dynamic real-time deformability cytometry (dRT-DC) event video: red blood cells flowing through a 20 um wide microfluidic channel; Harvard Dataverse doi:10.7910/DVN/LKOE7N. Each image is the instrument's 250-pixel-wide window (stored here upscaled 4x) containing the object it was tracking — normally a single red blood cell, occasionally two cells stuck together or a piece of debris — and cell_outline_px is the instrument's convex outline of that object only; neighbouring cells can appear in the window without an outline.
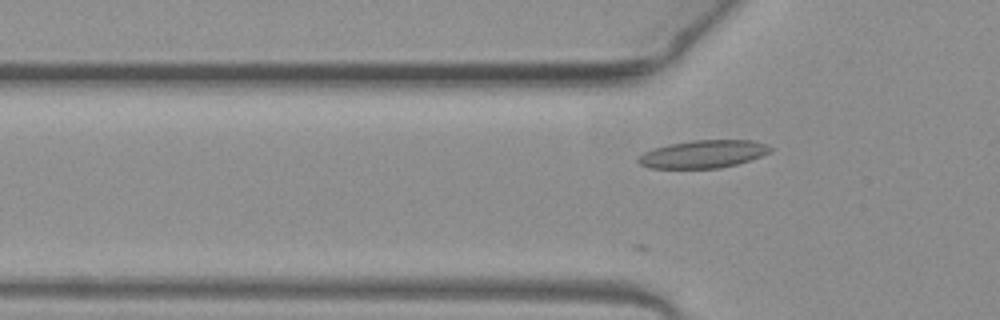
{"species": "common noctule bat (a hibernating species)", "species_latin": "Nyctalus noctula", "temperature_condition": "warm", "stored_images_in_passage": 19, "camera_frame_rate_fps": 3000, "um_per_image_px": 0.085, "animal": {"sex": "female", "body_mass_g": 19.3, "forearm_length_mm": 54.1}, "frame": {"image": 1, "passage_image": 4, "time_ms": 1.0, "image_size_px": [1000, 320], "cell_outline_px": [[772, 148], [768, 152], [760, 156], [736, 164], [720, 168], [648, 168], [640, 164], [636, 160], [636, 156], [644, 152], [668, 144], [692, 140], [752, 140], [764, 144]], "centroid_in_image_um": [59.7, 13.1], "position_along_channel_um": 66.1, "area_um2": 21.21}}
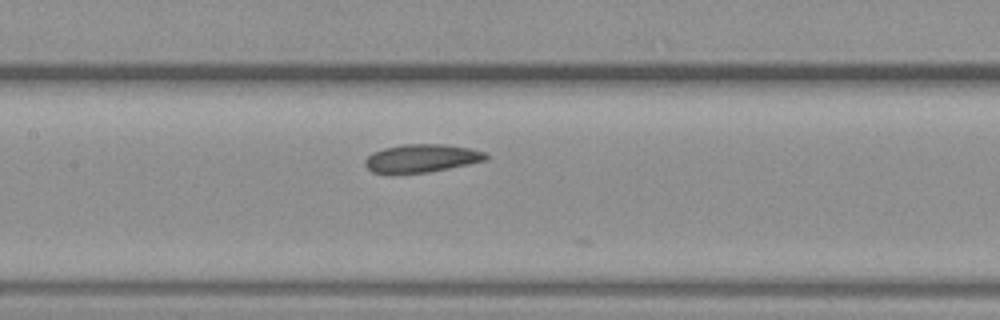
{"frame": {"image": 2, "passage_image": 12, "time_ms": 3.667, "image_size_px": [1000, 320], "cell_outline_px": [[488, 160], [428, 172], [392, 176], [372, 172], [364, 164], [364, 160], [372, 152], [384, 148], [404, 144], [444, 144], [472, 148], [484, 152], [488, 156]], "centroid_in_image_um": [35.78, 13.48], "position_along_channel_um": 171.6, "area_um2": 20.35}}
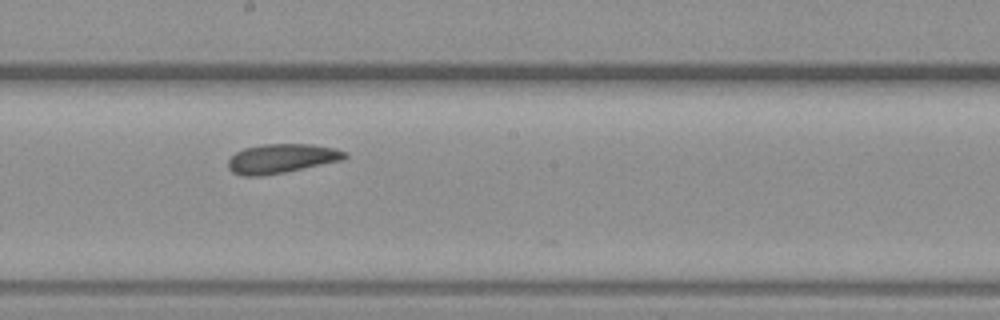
{"frame": {"image": 3, "passage_image": 16, "time_ms": 5.0, "image_size_px": [1000, 320], "cell_outline_px": [[348, 156], [344, 160], [264, 176], [244, 176], [232, 172], [228, 168], [228, 160], [236, 152], [244, 148], [264, 144], [312, 144], [336, 148], [348, 152]], "centroid_in_image_um": [23.96, 13.47], "position_along_channel_um": 224.2, "area_um2": 20.06}}